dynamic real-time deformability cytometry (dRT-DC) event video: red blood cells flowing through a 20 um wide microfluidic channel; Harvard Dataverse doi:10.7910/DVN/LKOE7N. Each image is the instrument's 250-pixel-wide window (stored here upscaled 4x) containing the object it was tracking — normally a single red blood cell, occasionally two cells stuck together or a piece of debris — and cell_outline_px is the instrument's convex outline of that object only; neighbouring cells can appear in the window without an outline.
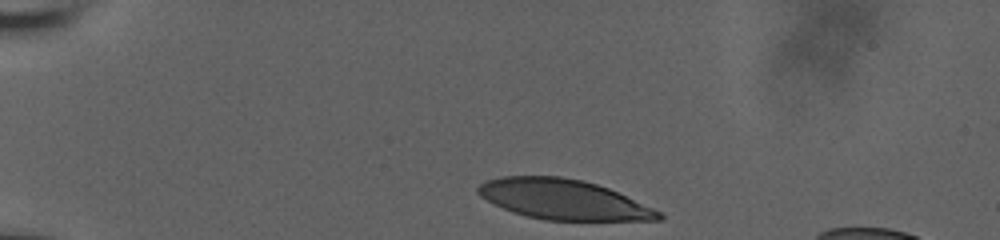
{"species": "human", "species_latin": "Homo sapiens", "temperature_condition": "room temperature", "stored_images_in_passage": 36, "camera_frame_rate_fps": 3000, "um_per_image_px": 0.085, "donor": {"sex": "male"}, "frame": {"image": 1, "passage_image": 1, "time_ms": 0.0, "image_size_px": [1000, 240], "cell_outline_px": [[664, 216], [660, 220], [544, 220], [512, 212], [480, 196], [476, 192], [476, 188], [484, 180], [500, 176], [560, 176], [584, 180], [608, 188], [652, 208], [660, 212]], "centroid_in_image_um": [47.84, 16.94], "position_along_channel_um": 37.2, "area_um2": 41.85}}
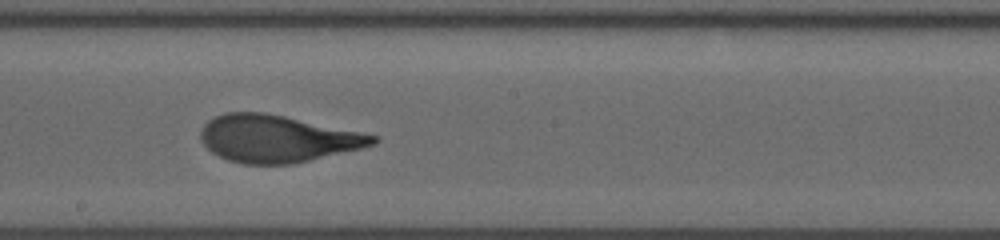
{"frame": {"image": 2, "passage_image": 21, "time_ms": 6.667, "image_size_px": [1000, 240], "cell_outline_px": [[380, 136], [372, 144], [360, 148], [292, 164], [244, 164], [228, 160], [212, 152], [200, 140], [200, 132], [204, 124], [208, 120], [224, 112], [264, 112], [284, 116]], "centroid_in_image_um": [23.51, 11.78], "position_along_channel_um": 224.7, "area_um2": 46.82}}
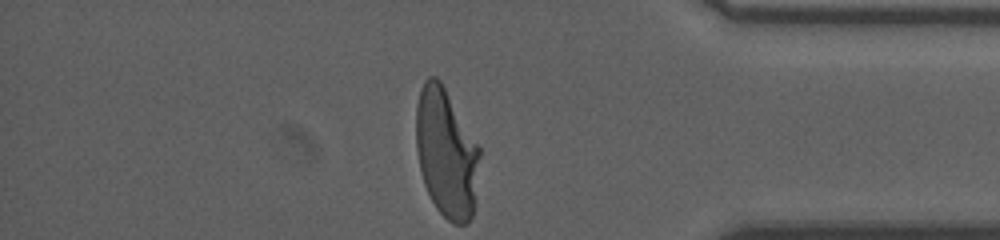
{"frame": {"image": 3, "passage_image": 36, "time_ms": 11.667, "image_size_px": [1000, 240], "cell_outline_px": [[480, 156], [472, 216], [464, 224], [452, 224], [436, 208], [424, 184], [420, 168], [416, 148], [416, 104], [420, 88], [424, 80], [428, 76], [436, 76], [440, 80], [480, 148]], "centroid_in_image_um": [37.91, 12.98], "position_along_channel_um": 397.3, "area_um2": 47.45}, "authors_computed_cell_mechanics": {"area_um2": 46.818, "velocity_mm_per_s": 3.8302, "shape_relaxation_time_tau1_ms": 5.3097, "shape_relaxation_time_tau2_ms": 0.8626, "deformation_change_tau1": 0.2505, "deformation_change_tau2": 0.0776}}